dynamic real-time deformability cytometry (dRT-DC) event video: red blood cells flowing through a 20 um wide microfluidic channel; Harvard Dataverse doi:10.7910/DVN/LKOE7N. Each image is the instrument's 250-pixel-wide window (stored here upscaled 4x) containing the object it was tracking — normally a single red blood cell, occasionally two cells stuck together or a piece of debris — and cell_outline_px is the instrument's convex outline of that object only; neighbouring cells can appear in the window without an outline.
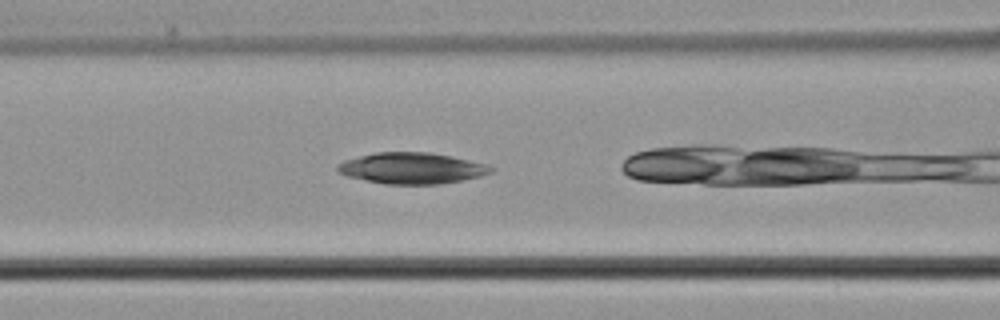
{"species": "common noctule bat (a hibernating species)", "species_latin": "Nyctalus noctula", "temperature_condition": "cold", "stored_images_in_passage": 35, "camera_frame_rate_fps": 3000, "um_per_image_px": 0.085, "animal": {"sex": "male", "body_mass_g": 21.5, "forearm_length_mm": 52.0}, "frame": {"image": 1, "passage_image": 16, "time_ms": 5.0, "image_size_px": [1000, 320], "cell_outline_px": [[496, 168], [492, 172], [480, 176], [440, 184], [384, 184], [348, 176], [336, 172], [336, 164], [344, 160], [376, 152], [428, 152], [452, 156], [484, 164]], "centroid_in_image_um": [34.97, 14.29], "position_along_channel_um": 131.6, "area_um2": 27.74}}
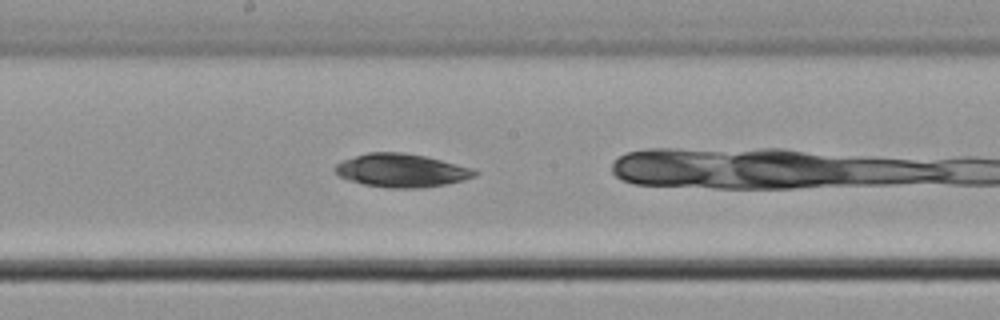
{"frame": {"image": 2, "passage_image": 22, "time_ms": 7.0, "image_size_px": [1000, 320], "cell_outline_px": [[480, 172], [476, 176], [464, 180], [444, 184], [420, 188], [388, 188], [364, 184], [348, 180], [340, 176], [332, 168], [340, 160], [368, 152], [404, 152], [424, 156], [472, 168]], "centroid_in_image_um": [34.09, 14.48], "position_along_channel_um": 214.1, "area_um2": 27.17}}
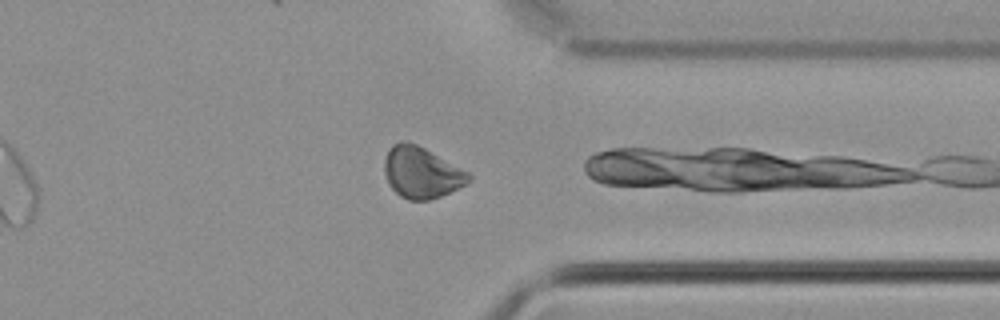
{"frame": {"image": 3, "passage_image": 34, "time_ms": 11.0, "image_size_px": [1000, 320], "cell_outline_px": [[472, 180], [440, 196], [428, 200], [408, 200], [400, 196], [388, 184], [384, 172], [384, 160], [392, 144], [404, 140], [416, 144], [424, 148], [468, 172], [472, 176]], "centroid_in_image_um": [35.79, 14.66], "position_along_channel_um": 375.6, "area_um2": 24.85}}